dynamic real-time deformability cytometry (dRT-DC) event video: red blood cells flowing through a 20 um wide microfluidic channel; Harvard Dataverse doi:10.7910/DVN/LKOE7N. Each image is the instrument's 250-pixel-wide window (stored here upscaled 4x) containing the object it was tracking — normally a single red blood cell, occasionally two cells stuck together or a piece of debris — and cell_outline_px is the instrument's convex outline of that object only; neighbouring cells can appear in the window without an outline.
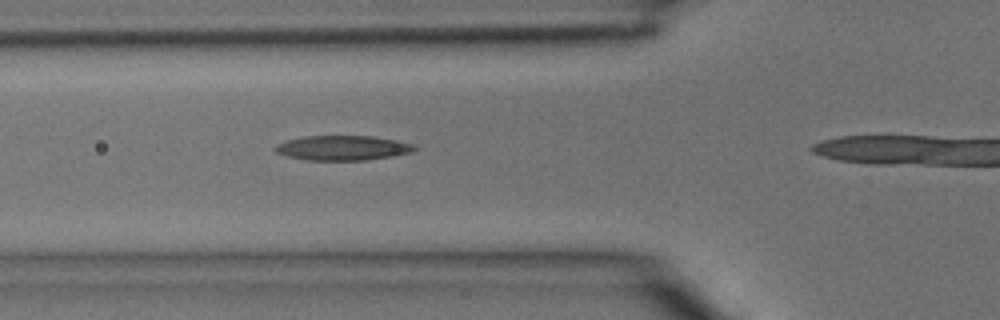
{"species": "common noctule bat (a hibernating species)", "species_latin": "Nyctalus noctula", "temperature_condition": "room temperature", "stored_images_in_passage": 5, "camera_frame_rate_fps": 3000, "um_per_image_px": 0.085, "animal": {"sex": "male", "body_mass_g": 15.6}, "frame": {"image": 1, "passage_image": 4, "time_ms": 1.0, "image_size_px": [1000, 320], "cell_outline_px": [[416, 148], [412, 152], [392, 156], [364, 160], [308, 160], [288, 156], [276, 152], [272, 148], [276, 144], [288, 140], [304, 136], [372, 136], [396, 140], [416, 144]], "centroid_in_image_um": [29.13, 12.57], "position_along_channel_um": 96.7, "area_um2": 20.06}}